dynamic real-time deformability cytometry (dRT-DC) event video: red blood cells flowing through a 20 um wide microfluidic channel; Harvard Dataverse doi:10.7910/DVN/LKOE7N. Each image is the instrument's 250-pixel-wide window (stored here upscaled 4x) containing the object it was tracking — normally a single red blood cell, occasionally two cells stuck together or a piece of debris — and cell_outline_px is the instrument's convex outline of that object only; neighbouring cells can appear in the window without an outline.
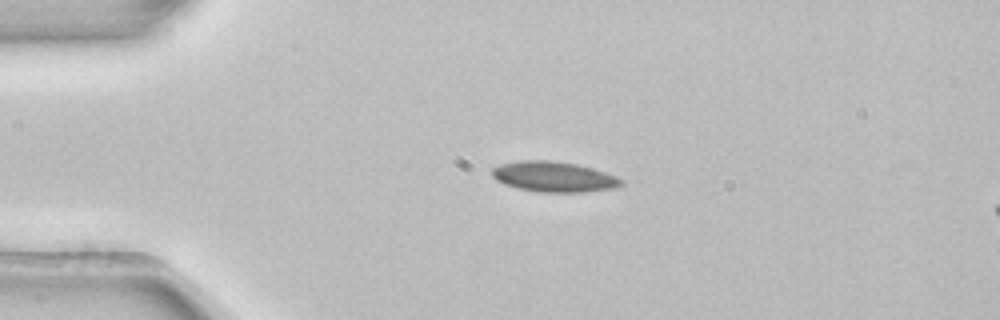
{"species": "common noctule bat (a hibernating species)", "species_latin": "Nyctalus noctula", "temperature_condition": "room temperature", "stored_images_in_passage": 4, "segment_of_instrument_passage": [1, 2], "camera_frame_rate_fps": 3000, "um_per_image_px": 0.085, "animal": {"sex": "female", "body_mass_g": 22.7, "forearm_length_mm": 54.2}, "frame": {"image": 1, "passage_image": 2, "time_ms": 0.333, "image_size_px": [1000, 320], "cell_outline_px": [[624, 184], [616, 188], [584, 192], [536, 192], [516, 188], [504, 184], [496, 180], [492, 176], [492, 168], [500, 164], [520, 160], [548, 160], [576, 164], [592, 168], [616, 176], [624, 180]], "centroid_in_image_um": [47.07, 15.03], "position_along_channel_um": 37.9, "area_um2": 23.06}}